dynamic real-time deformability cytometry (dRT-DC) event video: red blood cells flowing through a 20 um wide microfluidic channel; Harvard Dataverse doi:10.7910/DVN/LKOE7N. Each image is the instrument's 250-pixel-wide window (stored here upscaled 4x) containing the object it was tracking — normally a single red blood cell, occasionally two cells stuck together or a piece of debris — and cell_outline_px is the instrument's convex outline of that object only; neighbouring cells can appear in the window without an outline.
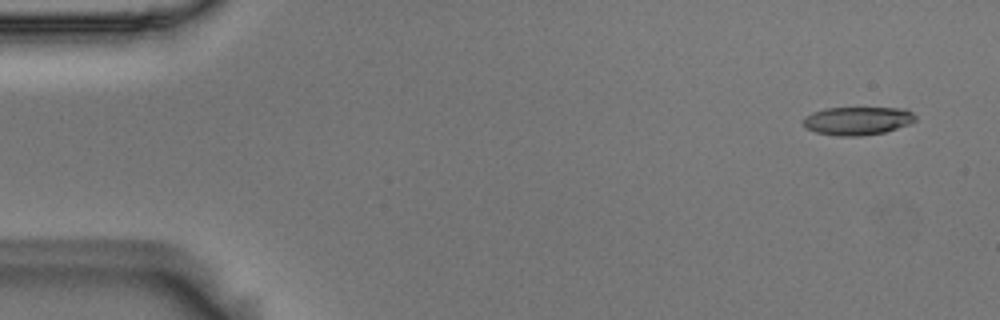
{"species": "Egyptian fruit bat (a non-hibernating species)", "species_latin": "Rousettus aegyptiacus", "temperature_condition": "room temperature", "stored_images_in_passage": 6, "camera_frame_rate_fps": 3000, "um_per_image_px": 0.085, "animal": {"sex": "male"}, "frame": {"image": 1, "passage_image": 1, "time_ms": 0.0, "image_size_px": [1000, 320], "cell_outline_px": [[916, 120], [908, 124], [884, 132], [860, 136], [836, 136], [816, 132], [804, 128], [800, 120], [804, 116], [812, 112], [824, 108], [904, 108], [912, 112], [916, 116]], "centroid_in_image_um": [72.82, 10.26], "position_along_channel_um": 12.2, "area_um2": 18.67}}
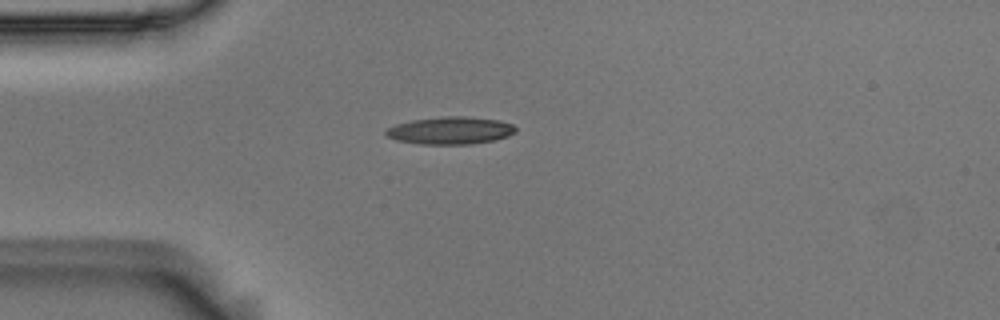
{"frame": {"image": 2, "passage_image": 4, "time_ms": 1.0, "image_size_px": [1000, 320], "cell_outline_px": [[516, 132], [508, 136], [496, 140], [472, 144], [420, 144], [396, 140], [388, 136], [384, 132], [388, 128], [396, 124], [412, 120], [444, 116], [464, 116], [500, 120], [512, 124], [516, 128]], "centroid_in_image_um": [38.31, 11.09], "position_along_channel_um": 46.7, "area_um2": 20.81}}
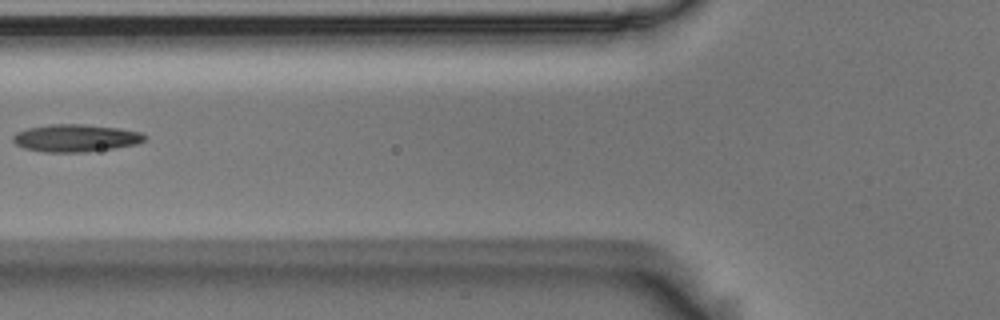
{"frame": {"image": 3, "passage_image": 6, "time_ms": 1.667, "image_size_px": [1000, 320], "cell_outline_px": [[144, 140], [136, 144], [112, 148], [84, 152], [44, 152], [24, 148], [16, 144], [12, 140], [12, 136], [16, 132], [28, 128], [48, 124], [84, 124], [120, 128], [140, 132], [144, 136]], "centroid_in_image_um": [6.38, 11.73], "position_along_channel_um": 119.4, "area_um2": 20.98}}